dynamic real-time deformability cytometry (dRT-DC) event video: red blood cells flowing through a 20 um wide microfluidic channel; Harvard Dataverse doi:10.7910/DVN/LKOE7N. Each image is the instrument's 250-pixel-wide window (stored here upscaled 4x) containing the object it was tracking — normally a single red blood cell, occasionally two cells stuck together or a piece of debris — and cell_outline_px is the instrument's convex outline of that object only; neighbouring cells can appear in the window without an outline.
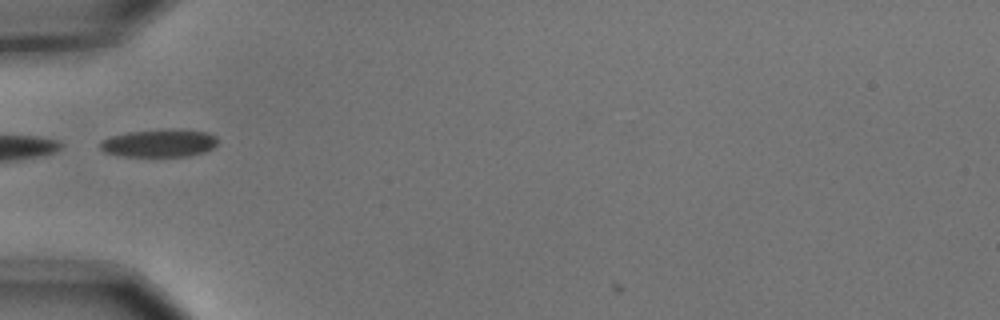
{"species": "common noctule bat (a hibernating species)", "species_latin": "Nyctalus noctula", "temperature_condition": "cold", "stored_images_in_passage": 3, "camera_frame_rate_fps": 3000, "um_per_image_px": 0.085, "animal": {"sex": "male", "body_mass_g": 15.6}, "frame": {"image": 1, "passage_image": 2, "time_ms": 0.333, "image_size_px": [1000, 320], "cell_outline_px": [[216, 144], [212, 148], [204, 152], [188, 156], [120, 156], [104, 152], [100, 148], [100, 140], [112, 136], [128, 132], [184, 128], [208, 132], [216, 136]], "centroid_in_image_um": [13.55, 12.16], "position_along_channel_um": 71.5, "area_um2": 19.13}}